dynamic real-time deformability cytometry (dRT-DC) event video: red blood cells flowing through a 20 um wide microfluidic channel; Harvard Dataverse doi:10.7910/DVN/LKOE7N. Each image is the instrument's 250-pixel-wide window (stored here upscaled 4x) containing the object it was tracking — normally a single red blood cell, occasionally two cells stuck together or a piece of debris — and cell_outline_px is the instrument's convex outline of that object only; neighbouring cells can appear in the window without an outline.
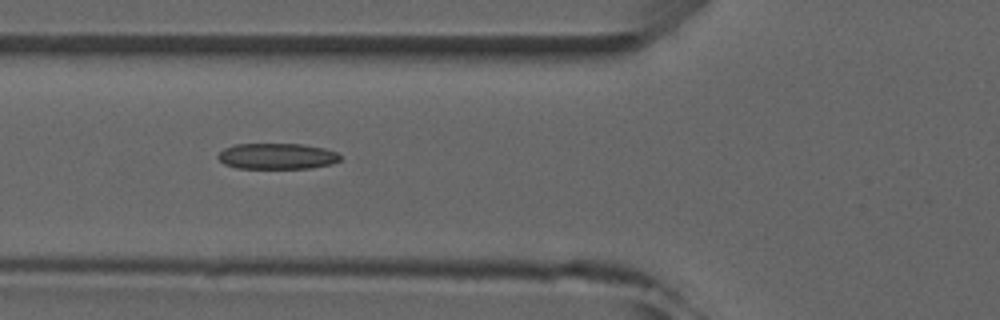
{"species": "common noctule bat (a hibernating species)", "species_latin": "Nyctalus noctula", "temperature_condition": "room temperature", "stored_images_in_passage": 6, "camera_frame_rate_fps": 3000, "um_per_image_px": 0.085, "animal": {"sex": "male", "forearm_length_mm": 52.5}, "frame": {"image": 1, "passage_image": 6, "time_ms": 5.667, "image_size_px": [1000, 320], "cell_outline_px": [[340, 160], [332, 164], [312, 168], [236, 168], [224, 164], [216, 156], [224, 148], [236, 144], [300, 144], [324, 148], [336, 152], [340, 156]], "centroid_in_image_um": [23.54, 13.28], "position_along_channel_um": 102.3, "area_um2": 18.44}}